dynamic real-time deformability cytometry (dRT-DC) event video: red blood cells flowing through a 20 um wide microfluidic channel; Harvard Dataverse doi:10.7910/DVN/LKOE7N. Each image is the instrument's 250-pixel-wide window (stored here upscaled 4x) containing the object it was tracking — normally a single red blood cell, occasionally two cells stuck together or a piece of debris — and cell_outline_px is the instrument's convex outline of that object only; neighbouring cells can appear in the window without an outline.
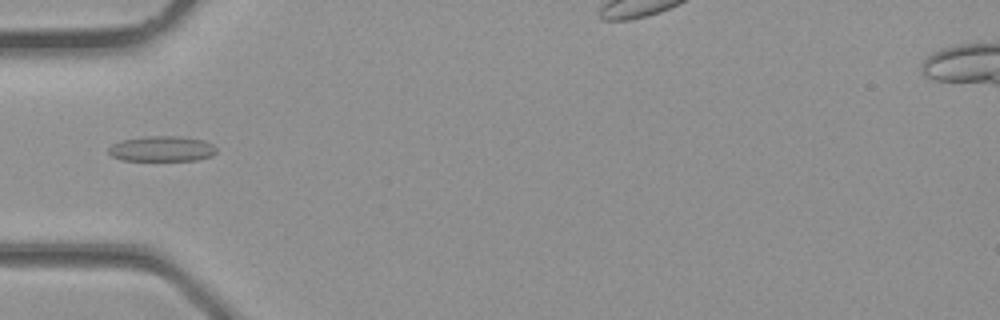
{"species": "common noctule bat (a hibernating species)", "species_latin": "Nyctalus noctula", "temperature_condition": "room temperature", "stored_images_in_passage": 27, "camera_frame_rate_fps": 3000, "um_per_image_px": 0.085, "animal": {"sex": "male", "body_mass_g": 23.1, "forearm_length_mm": 52.7}, "frame": {"image": 1, "passage_image": 3, "time_ms": 0.667, "image_size_px": [1000, 320], "cell_outline_px": [[216, 152], [212, 156], [196, 160], [120, 160], [112, 156], [108, 152], [108, 148], [112, 144], [120, 140], [144, 136], [180, 136], [204, 140], [212, 144], [216, 148]], "centroid_in_image_um": [13.74, 12.64], "position_along_channel_um": 71.3, "area_um2": 16.07}}
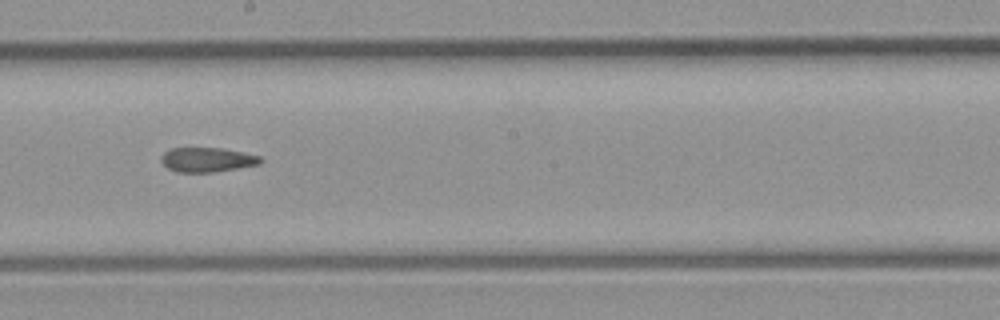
{"frame": {"image": 2, "passage_image": 11, "time_ms": 3.333, "image_size_px": [1000, 320], "cell_outline_px": [[264, 160], [260, 164], [212, 172], [176, 172], [168, 168], [160, 160], [160, 156], [164, 152], [172, 148], [220, 148], [244, 152], [260, 156]], "centroid_in_image_um": [17.61, 13.57], "position_along_channel_um": 230.6, "area_um2": 14.16}}
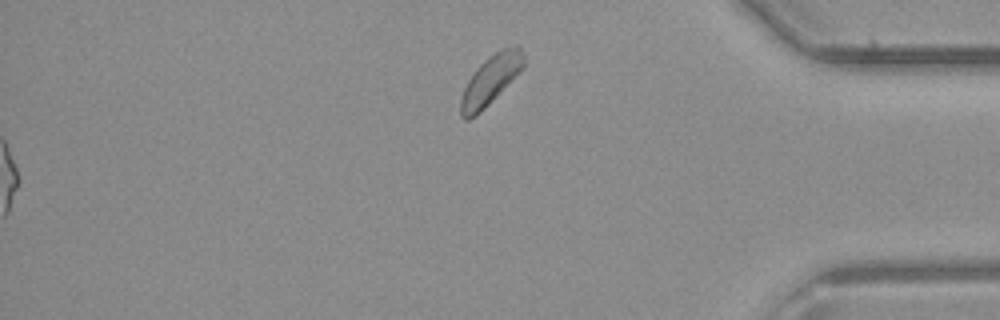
{"frame": {"image": 3, "passage_image": 27, "time_ms": 8.667, "image_size_px": [1000, 320], "cell_outline_px": [[524, 64], [488, 104], [476, 116], [468, 120], [464, 120], [460, 116], [460, 100], [464, 88], [468, 80], [476, 68], [488, 56], [504, 48], [516, 44], [524, 52]], "centroid_in_image_um": [41.64, 6.8], "position_along_channel_um": 393.6, "area_um2": 17.51}}